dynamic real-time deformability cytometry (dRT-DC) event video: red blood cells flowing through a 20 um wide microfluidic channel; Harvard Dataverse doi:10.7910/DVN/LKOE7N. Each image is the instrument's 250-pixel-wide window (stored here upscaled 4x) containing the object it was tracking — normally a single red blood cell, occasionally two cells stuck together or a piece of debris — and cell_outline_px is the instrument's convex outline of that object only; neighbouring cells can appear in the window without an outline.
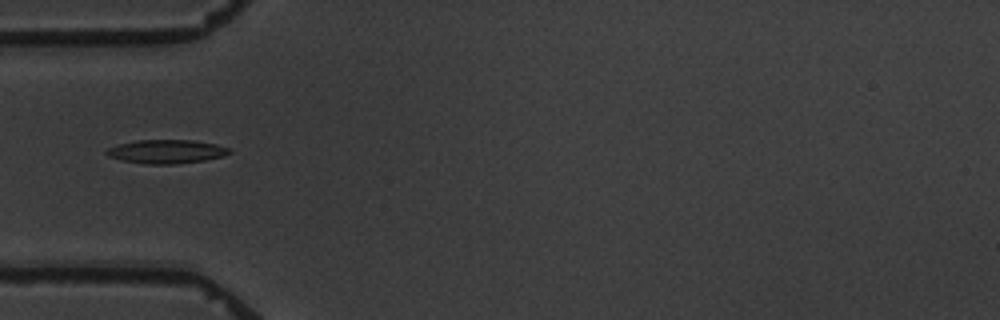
{"species": "common noctule bat (a hibernating species)", "species_latin": "Nyctalus noctula", "temperature_condition": "warm", "stored_images_in_passage": 4, "camera_frame_rate_fps": 3000, "um_per_image_px": 0.085, "animal": {"sex": "male", "body_mass_g": 19.5, "forearm_length_mm": 54.6}, "frame": {"image": 1, "passage_image": 2, "time_ms": 1.333, "image_size_px": [1000, 320], "cell_outline_px": [[232, 152], [224, 156], [204, 160], [176, 164], [144, 164], [124, 160], [108, 156], [104, 152], [108, 148], [120, 144], [136, 140], [192, 140], [216, 144], [228, 148]], "centroid_in_image_um": [14.15, 12.88], "position_along_channel_um": 70.8, "area_um2": 16.88}}
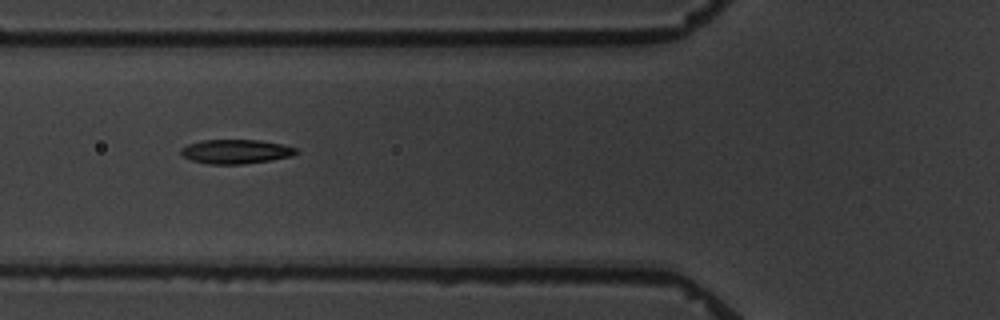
{"frame": {"image": 2, "passage_image": 3, "time_ms": 2.333, "image_size_px": [1000, 320], "cell_outline_px": [[300, 152], [292, 156], [272, 160], [244, 164], [208, 164], [192, 160], [184, 156], [180, 152], [180, 148], [188, 144], [200, 140], [260, 140], [280, 144], [296, 148]], "centroid_in_image_um": [20.05, 12.88], "position_along_channel_um": 105.7, "area_um2": 16.3}}
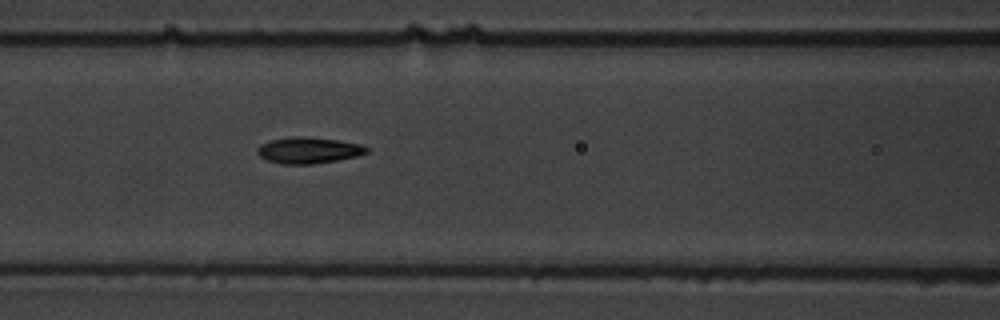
{"frame": {"image": 3, "passage_image": 4, "time_ms": 3.333, "image_size_px": [1000, 320], "cell_outline_px": [[368, 152], [356, 156], [336, 160], [312, 164], [280, 164], [268, 160], [260, 156], [256, 152], [256, 148], [260, 144], [268, 140], [292, 136], [300, 136], [340, 140], [360, 144], [368, 148]], "centroid_in_image_um": [26.18, 12.76], "position_along_channel_um": 140.4, "area_um2": 16.76}}